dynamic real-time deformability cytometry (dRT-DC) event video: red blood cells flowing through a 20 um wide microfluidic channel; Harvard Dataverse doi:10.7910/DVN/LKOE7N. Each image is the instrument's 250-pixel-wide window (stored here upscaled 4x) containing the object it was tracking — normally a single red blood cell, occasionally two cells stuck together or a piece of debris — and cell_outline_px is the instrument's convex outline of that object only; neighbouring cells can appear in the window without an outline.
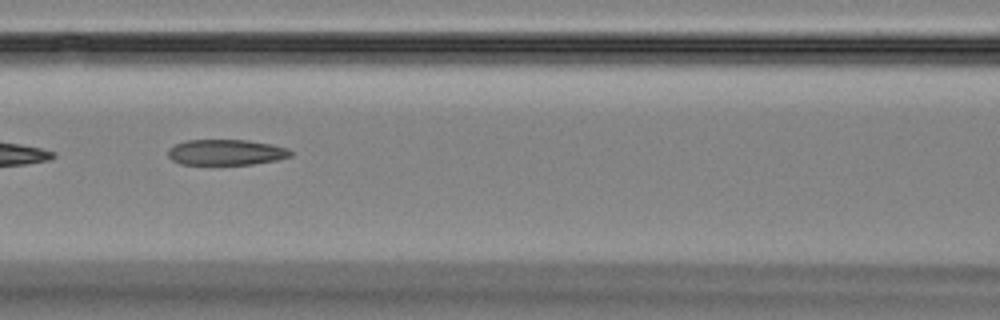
{"species": "Egyptian fruit bat (a non-hibernating species)", "species_latin": "Rousettus aegyptiacus", "temperature_condition": "room temperature", "stored_images_in_passage": 8, "camera_frame_rate_fps": 3000, "um_per_image_px": 0.085, "animal": {"sex": "female"}, "frame": {"image": 1, "passage_image": 7, "time_ms": 7.0, "image_size_px": [1000, 320], "cell_outline_px": [[292, 156], [276, 160], [252, 164], [180, 164], [172, 160], [168, 156], [168, 148], [176, 144], [188, 140], [248, 140], [272, 144], [288, 148], [292, 152]], "centroid_in_image_um": [19.23, 12.94], "position_along_channel_um": 147.4, "area_um2": 18.32}}
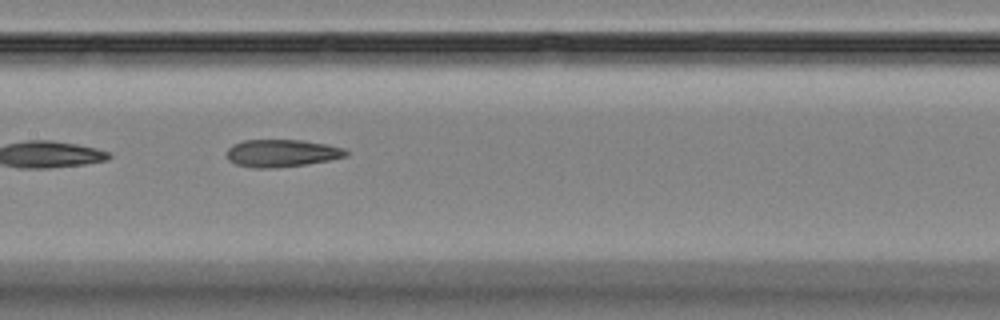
{"frame": {"image": 2, "passage_image": 8, "time_ms": 8.0, "image_size_px": [1000, 320], "cell_outline_px": [[348, 156], [308, 164], [276, 168], [252, 168], [236, 164], [228, 160], [228, 148], [232, 144], [244, 140], [304, 140], [328, 144], [344, 148], [348, 152]], "centroid_in_image_um": [23.96, 13.02], "position_along_channel_um": 183.4, "area_um2": 19.25}}